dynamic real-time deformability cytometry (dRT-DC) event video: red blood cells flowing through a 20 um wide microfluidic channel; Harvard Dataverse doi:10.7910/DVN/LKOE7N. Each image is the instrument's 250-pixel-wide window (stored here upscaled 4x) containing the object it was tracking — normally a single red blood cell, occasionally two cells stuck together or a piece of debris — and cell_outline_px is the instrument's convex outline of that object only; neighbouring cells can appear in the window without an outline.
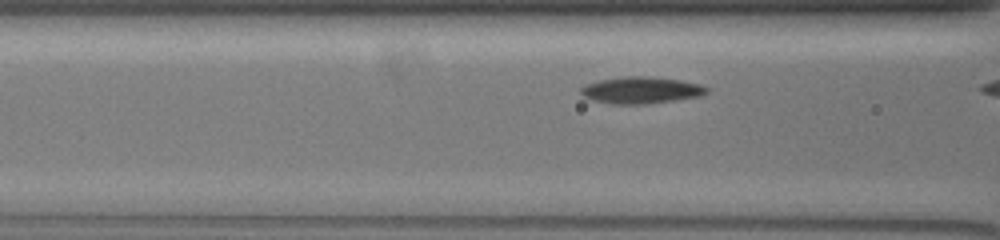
{"species": "common noctule bat (a hibernating species)", "species_latin": "Nyctalus noctula", "temperature_condition": "warm", "stored_images_in_passage": 7, "camera_frame_rate_fps": 3000, "um_per_image_px": 0.085, "animal": {"sex": "female", "body_mass_g": 19.5, "forearm_length_mm": 54.1}, "frame": {"image": 1, "passage_image": 5, "time_ms": 1.333, "image_size_px": [1000, 240], "cell_outline_px": [[708, 92], [700, 96], [644, 104], [612, 104], [592, 100], [584, 96], [580, 92], [580, 88], [584, 84], [600, 80], [624, 76], [648, 76], [680, 80], [700, 84], [708, 88]], "centroid_in_image_um": [54.46, 7.66], "position_along_channel_um": 112.1, "area_um2": 19.54}}